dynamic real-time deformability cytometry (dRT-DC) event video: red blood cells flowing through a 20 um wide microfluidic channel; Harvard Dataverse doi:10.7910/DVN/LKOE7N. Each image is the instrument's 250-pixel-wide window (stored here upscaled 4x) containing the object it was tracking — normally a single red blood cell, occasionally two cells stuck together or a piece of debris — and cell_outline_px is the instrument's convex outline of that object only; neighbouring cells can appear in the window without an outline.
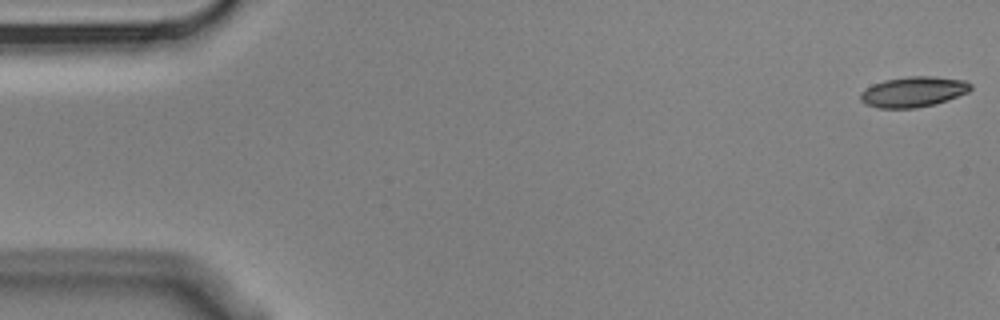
{"species": "Egyptian fruit bat (a non-hibernating species)", "species_latin": "Rousettus aegyptiacus", "temperature_condition": "cold", "stored_images_in_passage": 3, "camera_frame_rate_fps": 3000, "um_per_image_px": 0.085, "animal": {"sex": "male"}, "frame": {"image": 1, "passage_image": 1, "time_ms": 0.0, "image_size_px": [1000, 320], "cell_outline_px": [[972, 88], [968, 92], [936, 104], [916, 108], [880, 108], [864, 104], [860, 100], [860, 92], [872, 84], [884, 80], [908, 76], [932, 76], [964, 80], [972, 84]], "centroid_in_image_um": [77.61, 7.8], "position_along_channel_um": 7.4, "area_um2": 19.65}}